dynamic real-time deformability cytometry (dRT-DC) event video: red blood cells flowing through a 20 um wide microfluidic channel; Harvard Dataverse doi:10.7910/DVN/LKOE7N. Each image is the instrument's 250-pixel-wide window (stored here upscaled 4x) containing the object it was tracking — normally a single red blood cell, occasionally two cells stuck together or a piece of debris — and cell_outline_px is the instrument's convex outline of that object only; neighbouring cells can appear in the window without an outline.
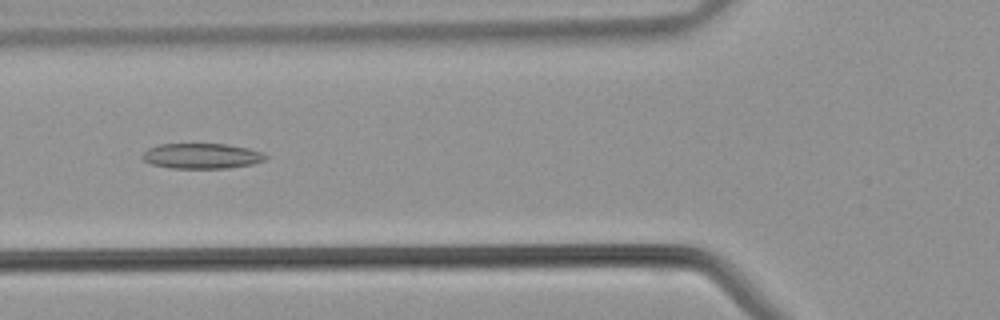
{"species": "common noctule bat (a hibernating species)", "species_latin": "Nyctalus noctula", "temperature_condition": "warm", "stored_images_in_passage": 40, "camera_frame_rate_fps": 3000, "um_per_image_px": 0.085, "animal": {"sex": "male", "body_mass_g": 21.5, "forearm_length_mm": 52.0}, "frame": {"image": 1, "passage_image": 14, "time_ms": 4.333, "image_size_px": [1000, 320], "cell_outline_px": [[268, 156], [264, 160], [252, 164], [228, 168], [172, 168], [152, 164], [144, 160], [140, 156], [148, 148], [160, 144], [228, 144], [248, 148], [260, 152]], "centroid_in_image_um": [17.13, 13.25], "position_along_channel_um": 108.7, "area_um2": 18.09}}
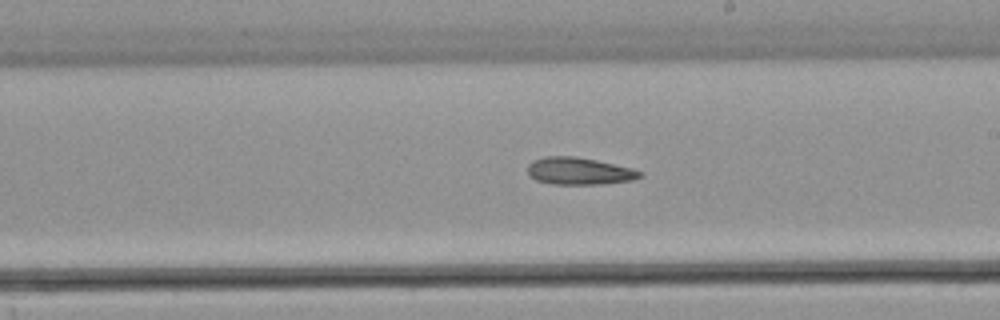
{"frame": {"image": 2, "passage_image": 22, "time_ms": 7.0, "image_size_px": [1000, 320], "cell_outline_px": [[644, 176], [632, 180], [600, 184], [552, 184], [536, 180], [528, 176], [528, 164], [532, 160], [544, 156], [576, 156], [596, 160], [632, 168], [644, 172]], "centroid_in_image_um": [49.22, 14.54], "position_along_channel_um": 239.8, "area_um2": 17.98}}
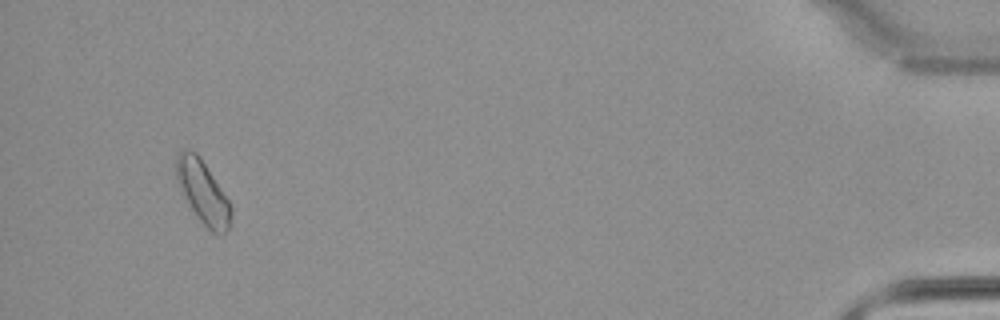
{"frame": {"image": 3, "passage_image": 38, "time_ms": 12.333, "image_size_px": [1000, 320], "cell_outline_px": [[232, 212], [228, 228], [224, 232], [212, 232], [200, 220], [188, 204], [176, 180], [176, 156], [180, 152], [188, 148], [196, 152], [228, 200], [232, 208]], "centroid_in_image_um": [17.21, 16.3], "position_along_channel_um": 418.0, "area_um2": 19.36}}